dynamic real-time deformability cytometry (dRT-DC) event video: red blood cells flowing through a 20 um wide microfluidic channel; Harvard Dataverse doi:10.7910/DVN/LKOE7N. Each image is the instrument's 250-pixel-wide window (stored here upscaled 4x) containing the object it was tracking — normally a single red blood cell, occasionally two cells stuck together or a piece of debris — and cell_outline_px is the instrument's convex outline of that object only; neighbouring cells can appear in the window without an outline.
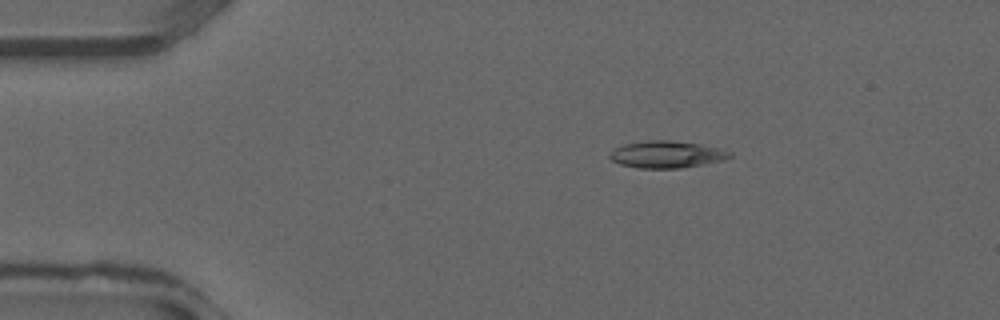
{"species": "common noctule bat (a hibernating species)", "species_latin": "Nyctalus noctula", "temperature_condition": "warm", "stored_images_in_passage": 34, "camera_frame_rate_fps": 3000, "um_per_image_px": 0.085, "animal": {"sex": "male", "forearm_length_mm": 52.5}, "frame": {"image": 1, "passage_image": 6, "time_ms": 1.667, "image_size_px": [1000, 320], "cell_outline_px": [[732, 156], [720, 160], [680, 168], [640, 168], [620, 164], [612, 160], [608, 156], [616, 148], [624, 144], [648, 140], [668, 140], [696, 144], [716, 148], [732, 152]], "centroid_in_image_um": [56.61, 13.13], "position_along_channel_um": 28.4, "area_um2": 18.32}}
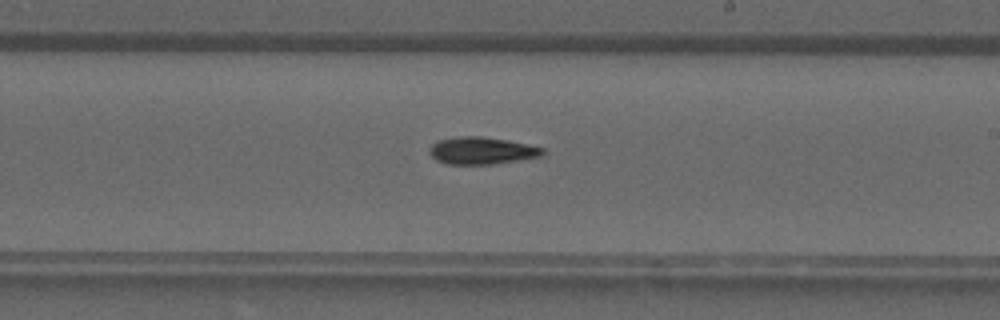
{"frame": {"image": 2, "passage_image": 21, "time_ms": 6.667, "image_size_px": [1000, 320], "cell_outline_px": [[544, 152], [540, 156], [492, 164], [448, 164], [436, 160], [428, 152], [428, 148], [432, 144], [440, 140], [460, 136], [480, 136], [508, 140], [544, 148]], "centroid_in_image_um": [40.9, 12.8], "position_along_channel_um": 248.1, "area_um2": 17.74}}
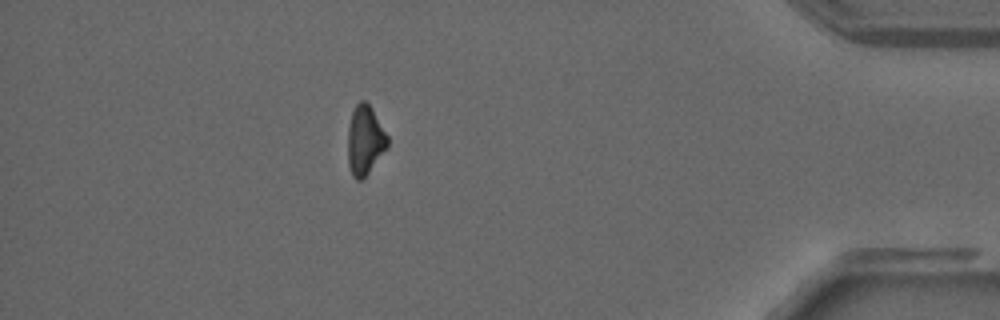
{"frame": {"image": 3, "passage_image": 32, "time_ms": 10.333, "image_size_px": [1000, 320], "cell_outline_px": [[388, 148], [368, 172], [360, 180], [356, 180], [352, 176], [348, 164], [348, 128], [352, 112], [356, 104], [360, 100], [364, 100], [372, 108], [388, 136]], "centroid_in_image_um": [31.02, 11.91], "position_along_channel_um": 404.2, "area_um2": 16.01}}